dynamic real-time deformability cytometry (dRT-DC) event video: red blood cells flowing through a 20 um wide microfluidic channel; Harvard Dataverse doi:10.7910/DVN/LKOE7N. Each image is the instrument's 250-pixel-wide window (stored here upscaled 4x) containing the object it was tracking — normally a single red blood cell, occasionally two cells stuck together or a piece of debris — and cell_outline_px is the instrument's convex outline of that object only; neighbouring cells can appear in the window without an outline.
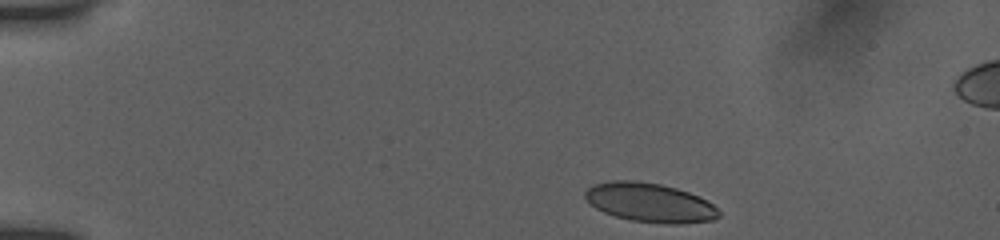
{"species": "human", "species_latin": "Homo sapiens", "temperature_condition": "room temperature", "stored_images_in_passage": 12, "camera_frame_rate_fps": 3000, "um_per_image_px": 0.085, "donor": {"sex": "female"}, "frame": {"image": 1, "passage_image": 1, "time_ms": 0.0, "image_size_px": [1000, 240], "cell_outline_px": [[720, 216], [712, 220], [680, 224], [668, 224], [632, 220], [616, 216], [604, 212], [596, 208], [584, 196], [584, 192], [588, 188], [596, 184], [612, 180], [636, 180], [660, 184], [676, 188], [700, 196], [712, 204], [720, 212]], "centroid_in_image_um": [55.26, 17.21], "position_along_channel_um": 29.7, "area_um2": 30.29}}
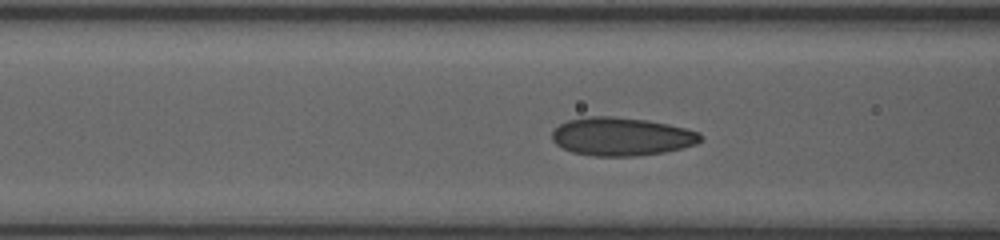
{"frame": {"image": 2, "passage_image": 9, "time_ms": 4.333, "image_size_px": [1000, 240], "cell_outline_px": [[704, 136], [696, 144], [664, 152], [636, 156], [592, 156], [572, 152], [556, 144], [552, 140], [552, 132], [560, 124], [568, 120], [588, 116], [612, 116], [648, 120], [668, 124], [700, 132]], "centroid_in_image_um": [52.83, 11.6], "position_along_channel_um": 113.8, "area_um2": 33.12}}
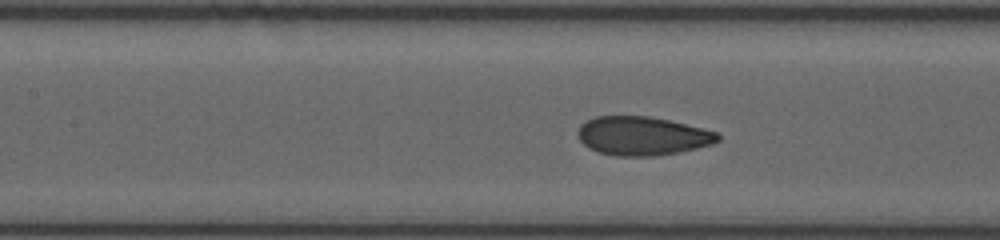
{"frame": {"image": 3, "passage_image": 11, "time_ms": 5.333, "image_size_px": [1000, 240], "cell_outline_px": [[720, 140], [712, 144], [680, 152], [652, 156], [616, 156], [600, 152], [588, 148], [580, 140], [576, 132], [580, 124], [584, 120], [596, 116], [648, 116], [668, 120], [716, 132], [720, 136]], "centroid_in_image_um": [54.55, 11.55], "position_along_channel_um": 152.9, "area_um2": 31.56}}